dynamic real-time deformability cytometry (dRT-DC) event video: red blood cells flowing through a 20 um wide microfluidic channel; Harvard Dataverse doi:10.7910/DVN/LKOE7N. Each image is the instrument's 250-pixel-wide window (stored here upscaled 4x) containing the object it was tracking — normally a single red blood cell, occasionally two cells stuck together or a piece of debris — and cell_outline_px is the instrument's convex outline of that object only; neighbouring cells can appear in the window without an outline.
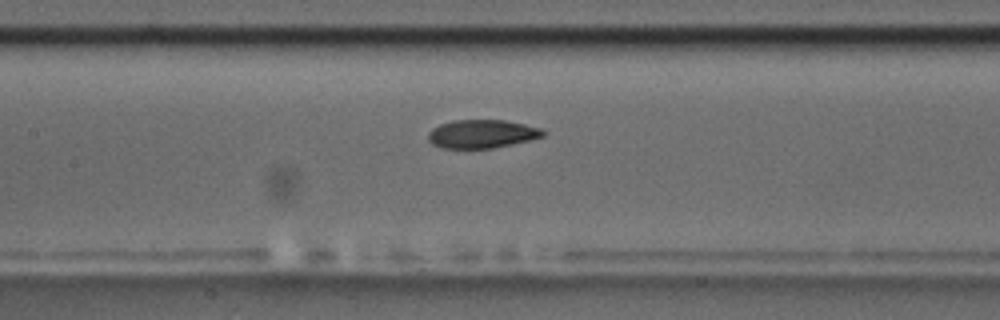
{"species": "common noctule bat (a hibernating species)", "species_latin": "Nyctalus noctula", "temperature_condition": "room temperature", "stored_images_in_passage": 7, "camera_frame_rate_fps": 3000, "um_per_image_px": 0.085, "animal": {"sex": "male", "body_mass_g": 17.5, "forearm_length_mm": 52.3}, "frame": {"image": 1, "passage_image": 7, "time_ms": 8.0, "image_size_px": [1000, 320], "cell_outline_px": [[544, 136], [528, 140], [492, 148], [440, 148], [432, 144], [428, 140], [428, 132], [432, 128], [440, 124], [456, 120], [504, 120], [544, 128]], "centroid_in_image_um": [40.94, 11.38], "position_along_channel_um": 166.5, "area_um2": 18.96}}